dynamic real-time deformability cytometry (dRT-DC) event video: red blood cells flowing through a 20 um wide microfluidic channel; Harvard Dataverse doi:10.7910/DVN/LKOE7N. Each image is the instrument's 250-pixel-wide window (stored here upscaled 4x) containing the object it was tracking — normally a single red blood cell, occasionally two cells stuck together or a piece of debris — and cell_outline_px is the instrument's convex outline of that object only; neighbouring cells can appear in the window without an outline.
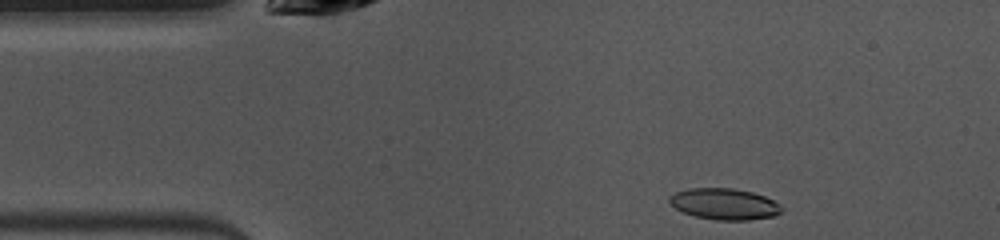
{"species": "common noctule bat (a hibernating species)", "species_latin": "Nyctalus noctula", "temperature_condition": "warm", "stored_images_in_passage": 43, "camera_frame_rate_fps": 3000, "um_per_image_px": 0.085, "animal": {"sex": "female", "body_mass_g": 10.0, "forearm_length_mm": 53.1}, "frame": {"image": 1, "passage_image": 1, "time_ms": 0.0, "image_size_px": [1000, 240], "cell_outline_px": [[784, 208], [776, 216], [748, 220], [716, 220], [696, 216], [684, 212], [676, 208], [668, 200], [668, 196], [676, 192], [688, 188], [732, 188], [752, 192], [764, 196], [780, 204]], "centroid_in_image_um": [61.59, 17.34], "position_along_channel_um": 23.4, "area_um2": 20.4}}
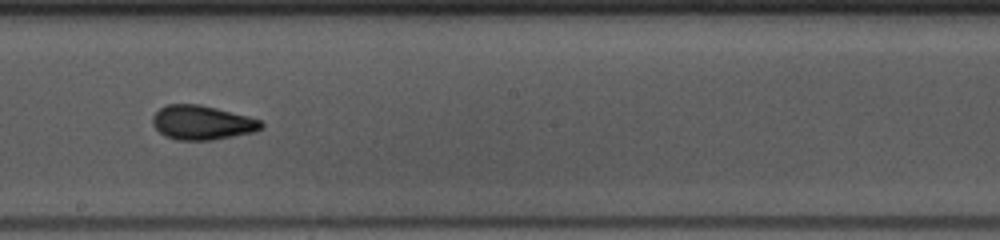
{"frame": {"image": 2, "passage_image": 20, "time_ms": 6.333, "image_size_px": [1000, 240], "cell_outline_px": [[264, 128], [256, 132], [212, 140], [176, 140], [164, 136], [152, 124], [152, 116], [160, 108], [168, 104], [200, 104], [248, 116], [260, 120], [264, 124]], "centroid_in_image_um": [17.19, 10.43], "position_along_channel_um": 231.0, "area_um2": 21.85}}
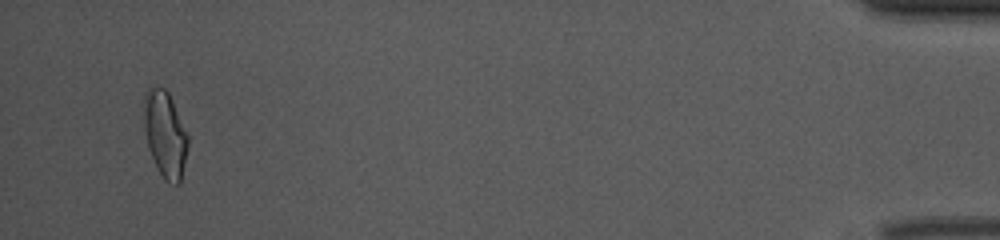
{"frame": {"image": 3, "passage_image": 41, "time_ms": 13.333, "image_size_px": [1000, 240], "cell_outline_px": [[188, 148], [180, 184], [176, 184], [164, 180], [156, 168], [148, 144], [144, 128], [144, 92], [148, 88], [164, 88], [168, 92], [172, 100], [188, 136]], "centroid_in_image_um": [14.04, 11.43], "position_along_channel_um": 421.2, "area_um2": 21.91}, "authors_computed_cell_mechanics": {"area_um2": 20.9814, "velocity_mm_per_s": 3.9837, "shape_relaxation_time_tau1_ms": 3.4649, "shape_relaxation_time_tau2_ms": 3.4188, "deformation_change_tau1": 0.1464, "deformation_change_tau2": 0.0449}}